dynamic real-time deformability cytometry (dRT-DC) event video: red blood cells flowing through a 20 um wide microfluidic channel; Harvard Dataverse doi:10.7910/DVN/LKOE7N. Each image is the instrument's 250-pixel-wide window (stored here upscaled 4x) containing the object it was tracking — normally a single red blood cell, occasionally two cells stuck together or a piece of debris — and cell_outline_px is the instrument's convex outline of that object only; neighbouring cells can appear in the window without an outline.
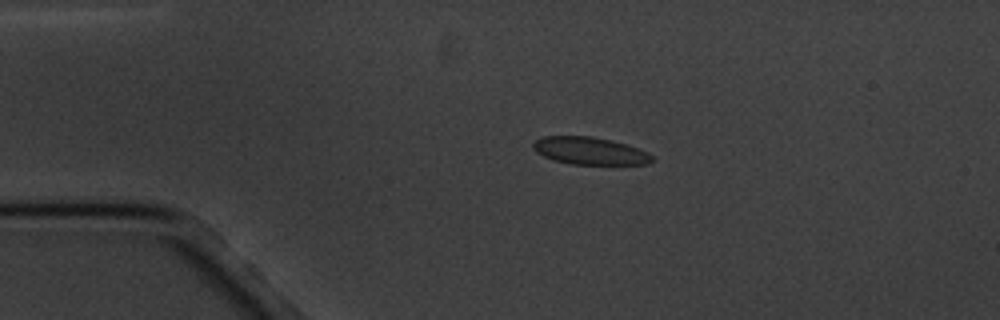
{"species": "common noctule bat (a hibernating species)", "species_latin": "Nyctalus noctula", "temperature_condition": "cold", "stored_images_in_passage": 5, "camera_frame_rate_fps": 3000, "um_per_image_px": 0.085, "animal": {"sex": "male", "body_mass_g": 20.1, "forearm_length_mm": 53.5}, "frame": {"image": 1, "passage_image": 4, "time_ms": 3.667, "image_size_px": [1000, 320], "cell_outline_px": [[652, 160], [648, 164], [572, 164], [552, 160], [536, 152], [532, 148], [532, 144], [536, 140], [544, 136], [592, 136], [624, 144], [648, 152], [652, 156]], "centroid_in_image_um": [50.08, 12.82], "position_along_channel_um": 34.9, "area_um2": 18.79}}